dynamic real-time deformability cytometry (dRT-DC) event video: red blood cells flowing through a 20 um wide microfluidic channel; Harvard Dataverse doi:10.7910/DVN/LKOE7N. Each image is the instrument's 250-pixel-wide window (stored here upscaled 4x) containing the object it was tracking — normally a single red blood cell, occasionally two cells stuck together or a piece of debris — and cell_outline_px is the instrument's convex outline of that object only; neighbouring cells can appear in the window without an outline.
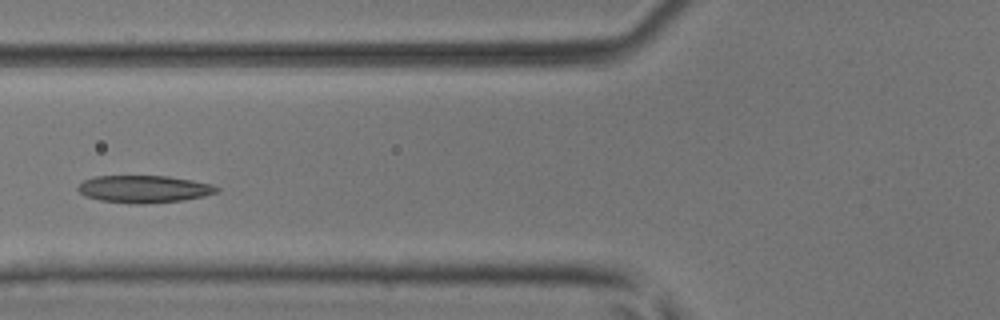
{"species": "common noctule bat (a hibernating species)", "species_latin": "Nyctalus noctula", "temperature_condition": "room temperature", "stored_images_in_passage": 6, "camera_frame_rate_fps": 3000, "um_per_image_px": 0.085, "animal": {"sex": "male", "body_mass_g": 17.9, "forearm_length_mm": 54.2}, "frame": {"image": 1, "passage_image": 5, "time_ms": 1.333, "image_size_px": [1000, 320], "cell_outline_px": [[220, 192], [204, 196], [180, 200], [144, 204], [136, 204], [100, 200], [84, 196], [76, 188], [84, 180], [96, 176], [168, 176], [192, 180], [212, 184], [220, 188]], "centroid_in_image_um": [12.26, 16.06], "position_along_channel_um": 113.5, "area_um2": 22.08}}
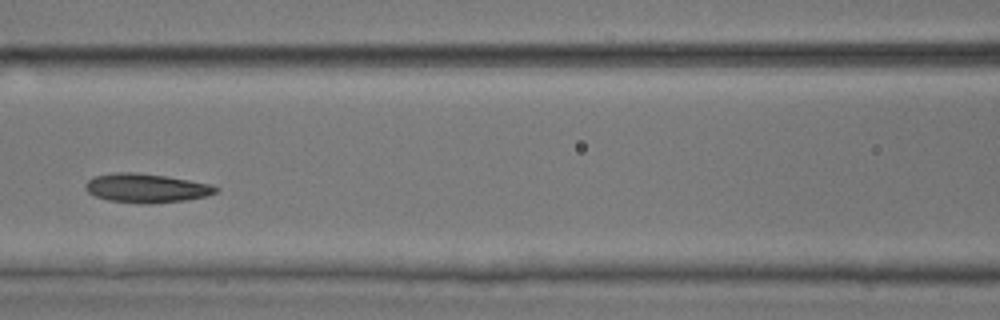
{"frame": {"image": 2, "passage_image": 6, "time_ms": 1.667, "image_size_px": [1000, 320], "cell_outline_px": [[220, 188], [216, 192], [204, 196], [184, 200], [152, 204], [144, 204], [108, 200], [96, 196], [88, 192], [84, 188], [84, 184], [92, 176], [116, 172], [136, 172], [168, 176], [208, 184]], "centroid_in_image_um": [12.38, 15.98], "position_along_channel_um": 154.2, "area_um2": 22.02}}